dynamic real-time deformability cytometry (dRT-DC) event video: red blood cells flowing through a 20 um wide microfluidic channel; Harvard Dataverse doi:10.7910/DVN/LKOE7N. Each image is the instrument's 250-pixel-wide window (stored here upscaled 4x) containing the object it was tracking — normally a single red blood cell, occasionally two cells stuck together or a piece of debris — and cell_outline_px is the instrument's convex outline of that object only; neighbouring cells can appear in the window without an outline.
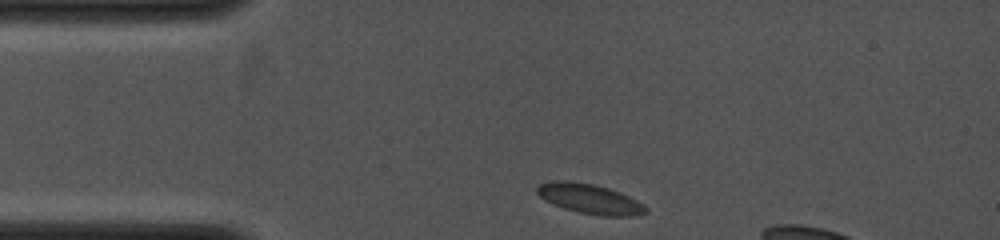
{"species": "common noctule bat (a hibernating species)", "species_latin": "Nyctalus noctula", "temperature_condition": "cold", "stored_images_in_passage": 3, "camera_frame_rate_fps": 4000, "um_per_image_px": 0.085, "animal": {"sex": "female", "body_mass_g": 19.0, "forearm_length_mm": 53.3}, "frame": {"image": 1, "passage_image": 1, "time_ms": 0.0, "image_size_px": [1000, 240], "cell_outline_px": [[648, 212], [636, 216], [600, 216], [580, 212], [564, 208], [552, 204], [544, 200], [536, 192], [536, 188], [540, 184], [552, 180], [568, 180], [592, 184], [608, 188], [620, 192], [644, 204], [648, 208]], "centroid_in_image_um": [50.13, 16.9], "position_along_channel_um": 34.9, "area_um2": 19.02}}